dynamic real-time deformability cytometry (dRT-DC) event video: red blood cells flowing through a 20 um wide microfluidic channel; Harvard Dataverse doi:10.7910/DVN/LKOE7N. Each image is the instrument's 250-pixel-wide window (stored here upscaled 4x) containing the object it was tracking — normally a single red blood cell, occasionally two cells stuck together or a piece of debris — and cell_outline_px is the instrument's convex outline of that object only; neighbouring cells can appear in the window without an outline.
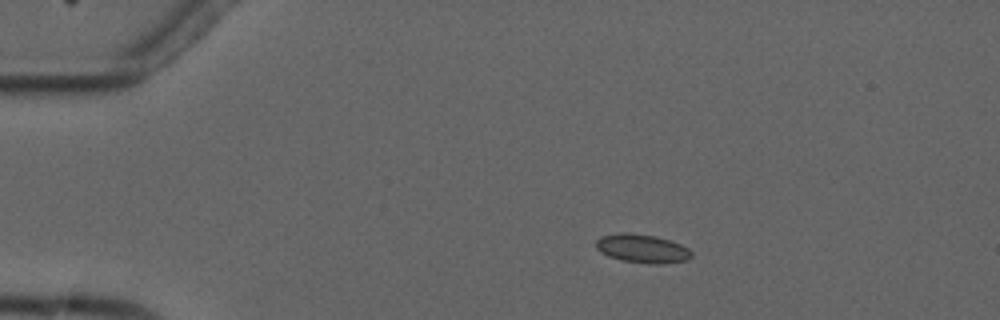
{"species": "common noctule bat (a hibernating species)", "species_latin": "Nyctalus noctula", "temperature_condition": "cold", "stored_images_in_passage": 6, "camera_frame_rate_fps": 3000, "um_per_image_px": 0.085, "animal": {"sex": "male", "forearm_length_mm": 52.5}, "frame": {"image": 1, "passage_image": 2, "time_ms": 1.0, "image_size_px": [1000, 320], "cell_outline_px": [[692, 256], [688, 260], [660, 264], [648, 264], [620, 260], [608, 256], [600, 252], [596, 248], [596, 240], [600, 236], [620, 232], [628, 232], [656, 236], [680, 244], [688, 248], [692, 252]], "centroid_in_image_um": [54.57, 21.13], "position_along_channel_um": 30.4, "area_um2": 16.13}}
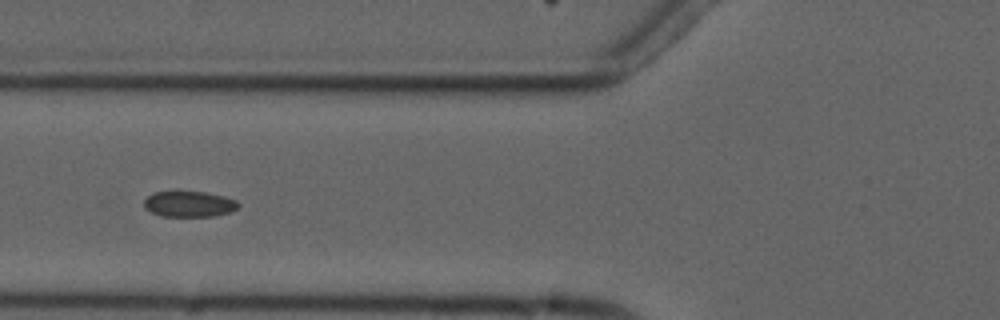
{"frame": {"image": 2, "passage_image": 5, "time_ms": 4.667, "image_size_px": [1000, 320], "cell_outline_px": [[240, 208], [232, 212], [216, 216], [160, 216], [144, 208], [144, 200], [152, 192], [208, 192], [224, 196], [236, 200], [240, 204]], "centroid_in_image_um": [16.13, 17.35], "position_along_channel_um": 109.7, "area_um2": 14.33}}
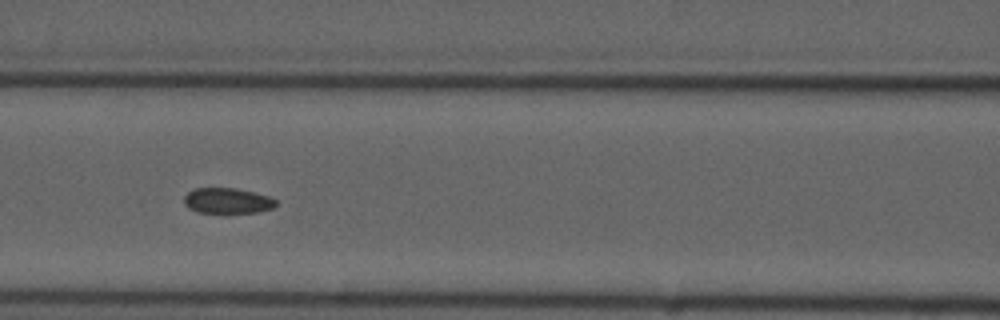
{"frame": {"image": 3, "passage_image": 6, "time_ms": 5.667, "image_size_px": [1000, 320], "cell_outline_px": [[276, 204], [272, 208], [260, 212], [196, 212], [188, 208], [184, 204], [184, 196], [192, 188], [236, 188], [268, 196], [276, 200]], "centroid_in_image_um": [19.29, 17.05], "position_along_channel_um": 147.3, "area_um2": 13.58}}